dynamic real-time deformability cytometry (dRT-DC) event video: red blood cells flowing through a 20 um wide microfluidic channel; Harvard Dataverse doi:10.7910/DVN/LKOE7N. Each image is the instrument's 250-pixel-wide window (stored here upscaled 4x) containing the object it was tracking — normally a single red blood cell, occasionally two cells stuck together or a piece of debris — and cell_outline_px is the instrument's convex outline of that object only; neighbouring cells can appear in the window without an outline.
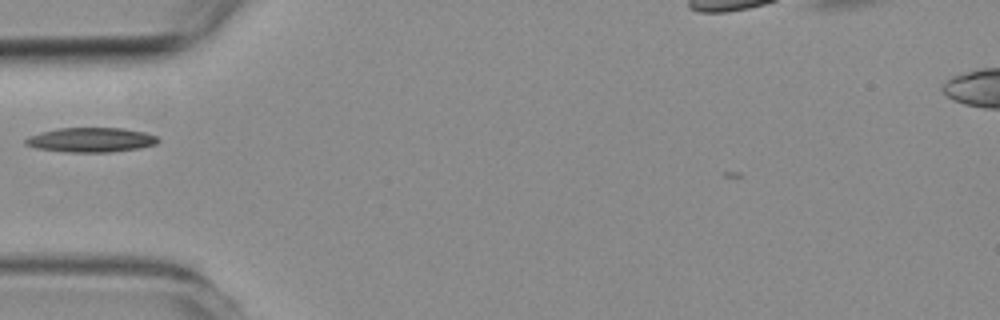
{"species": "common noctule bat (a hibernating species)", "species_latin": "Nyctalus noctula", "temperature_condition": "room temperature", "stored_images_in_passage": 1, "camera_frame_rate_fps": 3000, "um_per_image_px": 0.085, "animal": {"sex": "female", "body_mass_g": 19.3, "forearm_length_mm": 54.1}, "frame": {"image": 1, "passage_image": 1, "time_ms": 0.0, "image_size_px": [1000, 320], "cell_outline_px": [[160, 140], [156, 144], [140, 148], [108, 152], [64, 152], [36, 148], [24, 144], [24, 140], [28, 136], [40, 132], [56, 128], [124, 128], [144, 132], [156, 136]], "centroid_in_image_um": [7.7, 11.89], "position_along_channel_um": 77.3, "area_um2": 19.07}}